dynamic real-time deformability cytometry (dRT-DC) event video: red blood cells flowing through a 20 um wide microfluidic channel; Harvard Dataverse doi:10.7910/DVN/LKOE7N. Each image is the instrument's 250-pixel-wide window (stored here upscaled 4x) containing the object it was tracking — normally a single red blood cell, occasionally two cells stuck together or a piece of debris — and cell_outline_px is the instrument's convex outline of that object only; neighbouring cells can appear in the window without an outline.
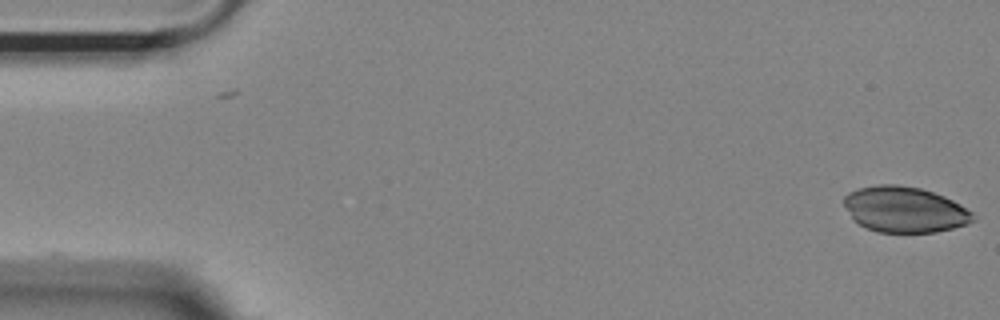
{"species": "Egyptian fruit bat (a non-hibernating species)", "species_latin": "Rousettus aegyptiacus", "temperature_condition": "room temperature", "stored_images_in_passage": 16, "camera_frame_rate_fps": 3000, "um_per_image_px": 0.085, "animal": {"sex": "female"}, "frame": {"image": 1, "passage_image": 1, "time_ms": 0.0, "image_size_px": [1000, 320], "cell_outline_px": [[976, 220], [968, 224], [936, 232], [876, 232], [852, 220], [844, 204], [844, 196], [848, 192], [856, 188], [880, 184], [896, 184], [920, 188], [944, 196], [960, 204], [972, 212]], "centroid_in_image_um": [76.88, 17.8], "position_along_channel_um": 8.1, "area_um2": 34.51}}
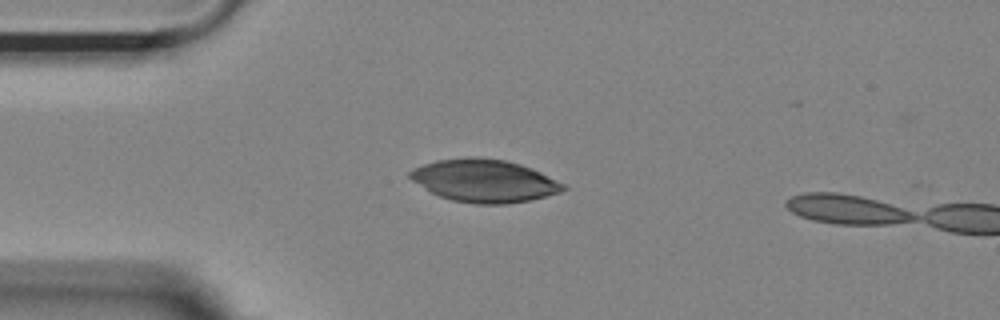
{"frame": {"image": 2, "passage_image": 13, "time_ms": 4.0, "image_size_px": [1000, 320], "cell_outline_px": [[568, 188], [560, 192], [528, 200], [504, 204], [476, 204], [452, 200], [440, 196], [432, 192], [412, 180], [408, 176], [408, 172], [412, 168], [436, 160], [468, 156], [476, 156], [504, 160], [520, 164], [532, 168], [564, 184]], "centroid_in_image_um": [41.14, 15.35], "position_along_channel_um": 43.9, "area_um2": 37.97}}